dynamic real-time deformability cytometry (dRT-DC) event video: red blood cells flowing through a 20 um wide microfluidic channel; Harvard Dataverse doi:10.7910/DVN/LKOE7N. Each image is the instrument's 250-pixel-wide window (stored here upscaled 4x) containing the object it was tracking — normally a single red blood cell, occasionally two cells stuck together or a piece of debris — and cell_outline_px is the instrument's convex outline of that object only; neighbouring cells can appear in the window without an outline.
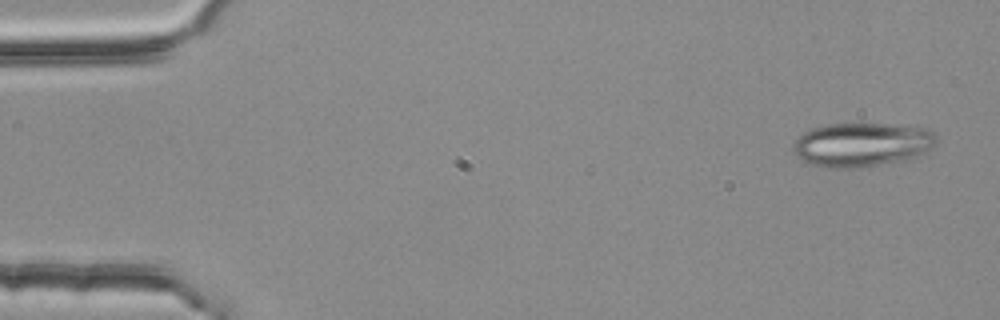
{"species": "common noctule bat (a hibernating species)", "species_latin": "Nyctalus noctula", "temperature_condition": "room temperature", "stored_images_in_passage": 4, "camera_frame_rate_fps": 3000, "um_per_image_px": 0.085, "animal": {"sex": "female", "body_mass_g": 25.1}, "frame": {"image": 1, "passage_image": 1, "time_ms": 0.0, "image_size_px": [1000, 320], "cell_outline_px": [[936, 140], [932, 148], [904, 160], [880, 164], [852, 168], [828, 168], [812, 164], [804, 160], [792, 148], [792, 144], [804, 132], [812, 128], [828, 124], [892, 124], [928, 128], [936, 136]], "centroid_in_image_um": [73.26, 12.28], "position_along_channel_um": 11.7, "area_um2": 36.24}}